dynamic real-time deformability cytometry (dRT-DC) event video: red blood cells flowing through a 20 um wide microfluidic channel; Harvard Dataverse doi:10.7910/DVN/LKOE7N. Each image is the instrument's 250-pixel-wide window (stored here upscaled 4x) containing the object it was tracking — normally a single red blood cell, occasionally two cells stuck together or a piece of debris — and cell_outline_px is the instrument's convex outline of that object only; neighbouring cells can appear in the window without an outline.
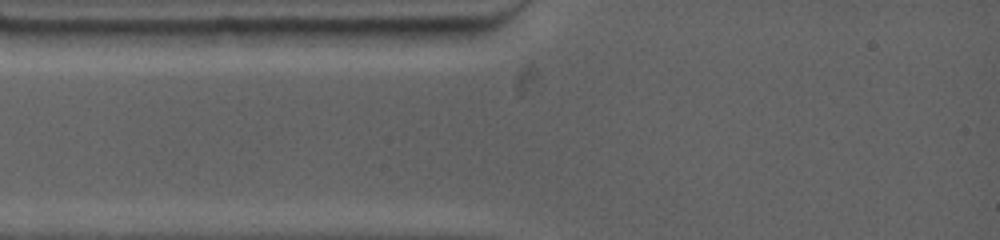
{"species": "common noctule bat (a hibernating species)", "species_latin": "Nyctalus noctula", "temperature_condition": "warm", "stored_images_in_passage": 3, "camera_frame_rate_fps": 4500, "um_per_image_px": 0.085, "animal": {"sex": "female", "body_mass_g": 19.0, "forearm_length_mm": 53.3}, "frame": {"image": 1, "passage_image": 2, "time_ms": 0.444, "image_size_px": [1000, 240], "cell_outline_px": [[168, 32], [160, 44], [80, 44], [48, 32], [72, 28], [124, 28]], "centroid_in_image_um": [9.47, 3.06], "position_along_channel_um": 75.5, "area_um2": 11.16}}